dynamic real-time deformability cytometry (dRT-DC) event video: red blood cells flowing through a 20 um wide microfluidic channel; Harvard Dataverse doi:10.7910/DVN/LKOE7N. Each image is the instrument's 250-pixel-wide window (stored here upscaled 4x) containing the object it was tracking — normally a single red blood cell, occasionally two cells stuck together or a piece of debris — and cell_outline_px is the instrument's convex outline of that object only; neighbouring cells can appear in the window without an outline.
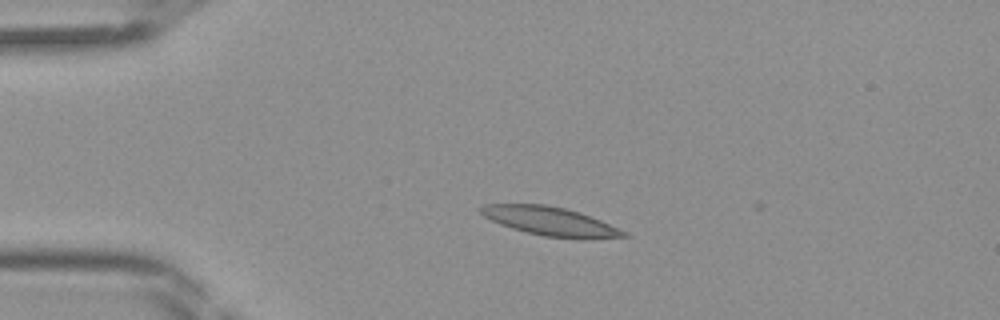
{"species": "Egyptian fruit bat (a non-hibernating species)", "species_latin": "Rousettus aegyptiacus", "temperature_condition": "room temperature", "stored_images_in_passage": 4, "camera_frame_rate_fps": 3000, "um_per_image_px": 0.085, "frame": {"image": 1, "passage_image": 1, "time_ms": 0.0, "image_size_px": [1000, 320], "cell_outline_px": [[628, 236], [584, 240], [576, 240], [544, 236], [512, 228], [500, 224], [484, 216], [480, 212], [480, 208], [484, 204], [544, 204], [564, 208], [580, 212], [600, 220], [628, 232]], "centroid_in_image_um": [46.83, 18.83], "position_along_channel_um": 38.2, "area_um2": 24.04}}